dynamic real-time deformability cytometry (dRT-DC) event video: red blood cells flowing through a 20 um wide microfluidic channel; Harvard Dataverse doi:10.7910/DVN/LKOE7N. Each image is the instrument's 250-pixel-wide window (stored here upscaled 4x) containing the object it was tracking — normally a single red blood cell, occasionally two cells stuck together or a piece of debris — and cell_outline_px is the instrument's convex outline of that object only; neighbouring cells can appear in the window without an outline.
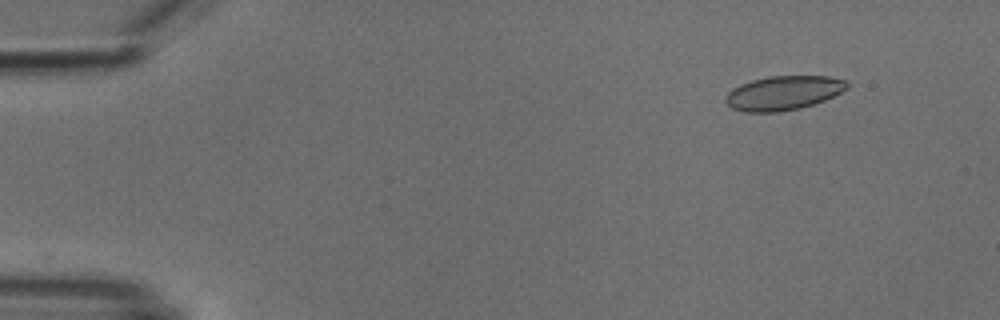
{"species": "common noctule bat (a hibernating species)", "species_latin": "Nyctalus noctula", "temperature_condition": "cold", "stored_images_in_passage": 5, "camera_frame_rate_fps": 3000, "um_per_image_px": 0.085, "animal": {"sex": "male", "body_mass_g": 18.8}, "frame": {"image": 1, "passage_image": 2, "time_ms": 1.333, "image_size_px": [1000, 320], "cell_outline_px": [[848, 88], [824, 100], [800, 108], [776, 112], [748, 112], [732, 108], [724, 100], [724, 96], [732, 88], [740, 84], [752, 80], [768, 76], [828, 76], [848, 80]], "centroid_in_image_um": [66.57, 7.89], "position_along_channel_um": 18.4, "area_um2": 24.16}}
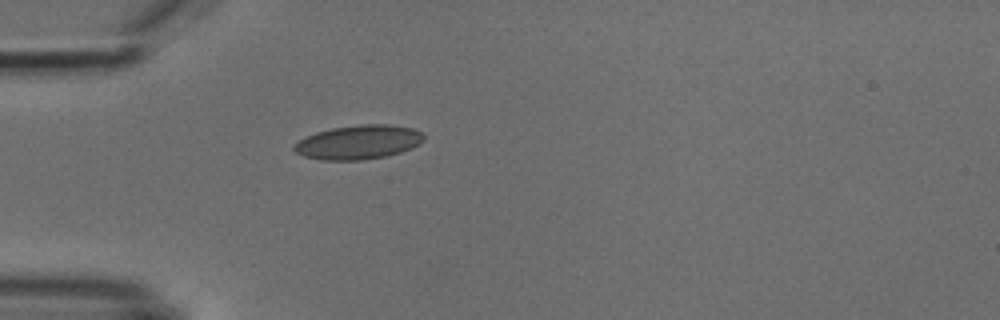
{"frame": {"image": 2, "passage_image": 5, "time_ms": 4.667, "image_size_px": [1000, 320], "cell_outline_px": [[424, 140], [420, 144], [412, 148], [388, 156], [360, 160], [320, 160], [304, 156], [296, 152], [292, 148], [300, 140], [316, 132], [332, 128], [360, 124], [388, 124], [412, 128], [420, 132], [424, 136]], "centroid_in_image_um": [30.49, 12.09], "position_along_channel_um": 54.5, "area_um2": 25.72}}